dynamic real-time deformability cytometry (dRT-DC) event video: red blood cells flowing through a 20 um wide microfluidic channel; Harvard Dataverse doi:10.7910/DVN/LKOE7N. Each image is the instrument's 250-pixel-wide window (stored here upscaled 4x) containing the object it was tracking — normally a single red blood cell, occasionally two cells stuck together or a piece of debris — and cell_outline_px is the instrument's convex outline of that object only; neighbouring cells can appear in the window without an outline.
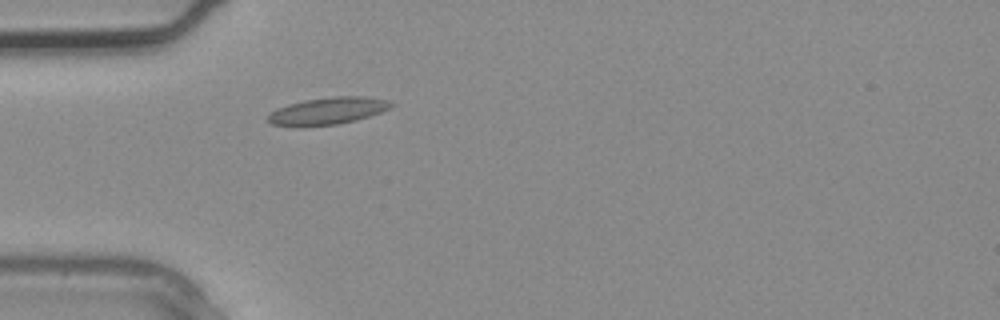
{"species": "common noctule bat (a hibernating species)", "species_latin": "Nyctalus noctula", "temperature_condition": "warm", "stored_images_in_passage": 2, "camera_frame_rate_fps": 3000, "um_per_image_px": 0.085, "animal": {"sex": "male", "body_mass_g": 20.4}, "frame": {"image": 1, "passage_image": 1, "time_ms": 0.0, "image_size_px": [1000, 320], "cell_outline_px": [[396, 104], [380, 112], [356, 120], [336, 124], [296, 128], [272, 124], [264, 120], [276, 108], [288, 104], [304, 100], [332, 96], [368, 96], [388, 100]], "centroid_in_image_um": [27.8, 9.44], "position_along_channel_um": 57.2, "area_um2": 19.83}}